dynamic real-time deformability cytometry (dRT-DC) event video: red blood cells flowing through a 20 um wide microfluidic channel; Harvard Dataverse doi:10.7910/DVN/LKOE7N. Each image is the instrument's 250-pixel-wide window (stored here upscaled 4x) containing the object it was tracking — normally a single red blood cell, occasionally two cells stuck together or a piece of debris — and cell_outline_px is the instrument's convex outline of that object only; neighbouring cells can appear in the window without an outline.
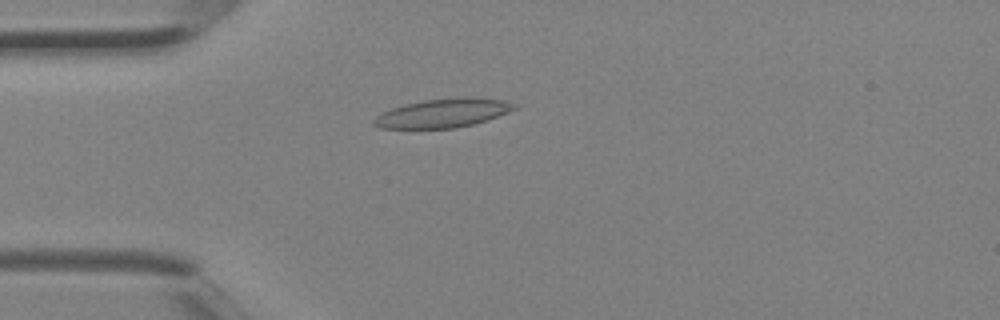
{"species": "Egyptian fruit bat (a non-hibernating species)", "species_latin": "Rousettus aegyptiacus", "temperature_condition": "room temperature", "stored_images_in_passage": 2, "camera_frame_rate_fps": 3000, "um_per_image_px": 0.085, "animal": {"sex": "female"}, "frame": {"image": 1, "passage_image": 2, "time_ms": 0.333, "image_size_px": [1000, 320], "cell_outline_px": [[520, 108], [472, 124], [456, 128], [380, 128], [372, 124], [372, 120], [376, 116], [392, 108], [404, 104], [424, 100], [464, 96], [504, 100], [520, 104]], "centroid_in_image_um": [37.69, 9.6], "position_along_channel_um": 47.3, "area_um2": 23.64}}